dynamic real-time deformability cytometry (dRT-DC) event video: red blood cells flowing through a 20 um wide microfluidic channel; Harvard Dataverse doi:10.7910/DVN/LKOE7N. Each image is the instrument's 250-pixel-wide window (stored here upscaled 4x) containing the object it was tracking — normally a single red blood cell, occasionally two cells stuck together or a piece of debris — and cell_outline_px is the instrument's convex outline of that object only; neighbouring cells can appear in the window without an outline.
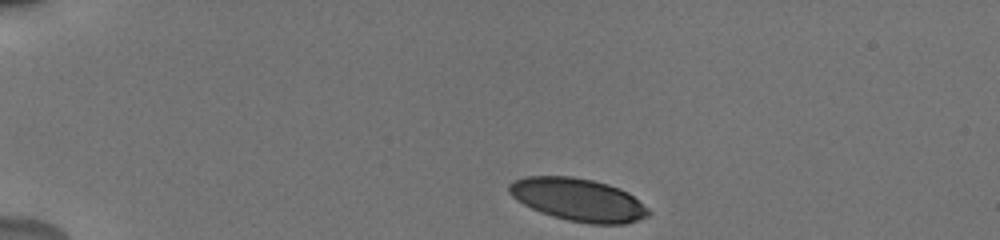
{"species": "human", "species_latin": "Homo sapiens", "temperature_condition": "cold", "stored_images_in_passage": 3, "camera_frame_rate_fps": 3000, "um_per_image_px": 0.085, "donor": {"sex": "male"}, "frame": {"image": 1, "passage_image": 1, "time_ms": 0.0, "image_size_px": [1000, 240], "cell_outline_px": [[652, 212], [648, 216], [624, 224], [588, 224], [568, 220], [552, 216], [540, 212], [516, 200], [508, 192], [508, 184], [512, 180], [524, 176], [572, 176], [592, 180], [608, 184], [620, 188], [628, 192], [648, 208]], "centroid_in_image_um": [49.13, 16.97], "position_along_channel_um": 35.9, "area_um2": 34.91}}